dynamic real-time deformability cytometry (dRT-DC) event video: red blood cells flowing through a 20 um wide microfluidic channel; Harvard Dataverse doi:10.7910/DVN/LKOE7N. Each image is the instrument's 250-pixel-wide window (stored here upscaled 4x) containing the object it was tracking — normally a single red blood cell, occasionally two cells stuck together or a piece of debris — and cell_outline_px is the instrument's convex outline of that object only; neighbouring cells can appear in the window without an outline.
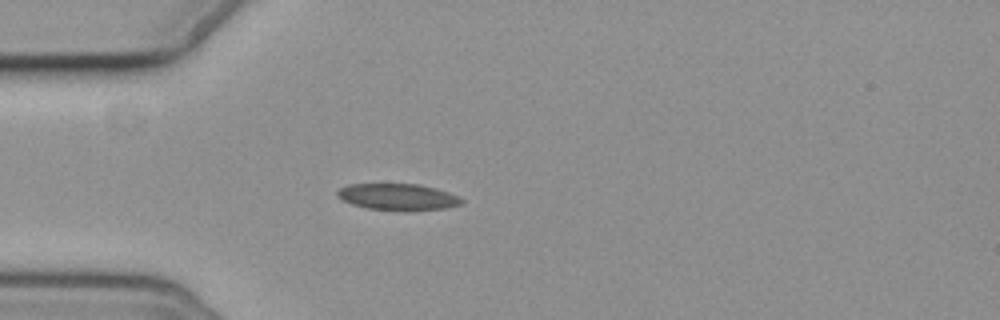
{"species": "common noctule bat (a hibernating species)", "species_latin": "Nyctalus noctula", "temperature_condition": "cold", "stored_images_in_passage": 6, "camera_frame_rate_fps": 3000, "um_per_image_px": 0.085, "animal": {"sex": "female", "body_mass_g": 19.3, "forearm_length_mm": 54.1}, "frame": {"image": 1, "passage_image": 5, "time_ms": 5.333, "image_size_px": [1000, 320], "cell_outline_px": [[464, 204], [448, 208], [404, 212], [396, 212], [368, 208], [352, 204], [336, 196], [336, 192], [340, 188], [348, 184], [420, 184], [436, 188], [460, 196], [464, 200]], "centroid_in_image_um": [33.88, 16.76], "position_along_channel_um": 51.1, "area_um2": 19.77}}